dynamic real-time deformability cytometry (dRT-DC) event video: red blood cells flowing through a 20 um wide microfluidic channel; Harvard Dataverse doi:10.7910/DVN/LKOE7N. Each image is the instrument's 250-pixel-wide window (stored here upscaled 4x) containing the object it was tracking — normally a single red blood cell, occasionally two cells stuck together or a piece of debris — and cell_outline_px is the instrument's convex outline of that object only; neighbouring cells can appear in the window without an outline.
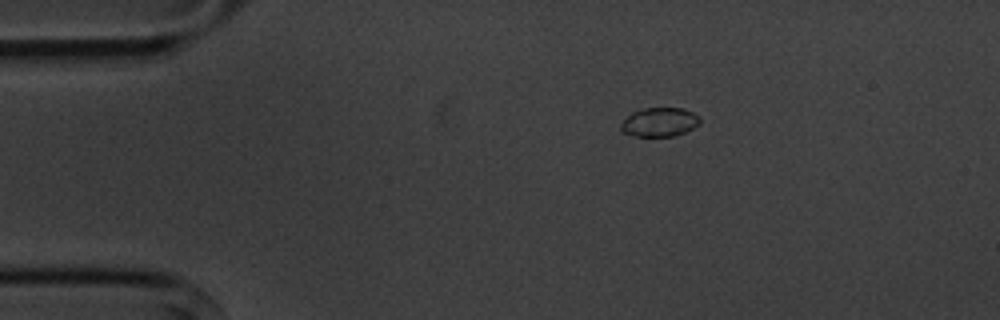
{"species": "common noctule bat (a hibernating species)", "species_latin": "Nyctalus noctula", "temperature_condition": "cold", "stored_images_in_passage": 7, "camera_frame_rate_fps": 3000, "um_per_image_px": 0.085, "animal": {"sex": "male", "body_mass_g": 20.1, "forearm_length_mm": 53.5}, "frame": {"image": 1, "passage_image": 1, "time_ms": 0.0, "image_size_px": [1000, 320], "cell_outline_px": [[700, 124], [676, 136], [632, 136], [624, 132], [620, 128], [620, 124], [632, 112], [644, 108], [684, 108], [700, 116]], "centroid_in_image_um": [56.07, 10.38], "position_along_channel_um": 28.9, "area_um2": 13.35}}
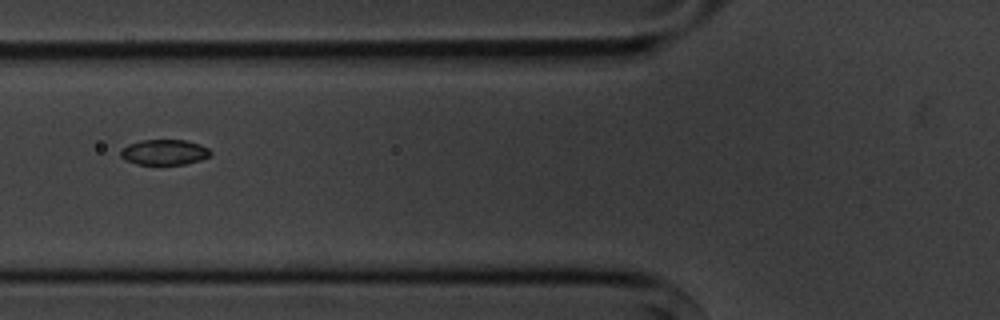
{"frame": {"image": 2, "passage_image": 4, "time_ms": 3.667, "image_size_px": [1000, 320], "cell_outline_px": [[212, 152], [208, 156], [200, 160], [184, 164], [136, 164], [124, 160], [120, 156], [120, 152], [128, 144], [140, 140], [184, 140], [200, 144], [208, 148]], "centroid_in_image_um": [13.95, 12.93], "position_along_channel_um": 111.9, "area_um2": 13.24}}
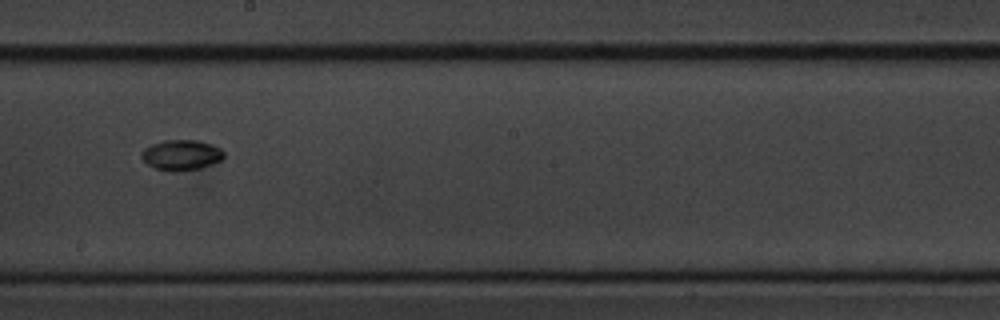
{"frame": {"image": 3, "passage_image": 7, "time_ms": 7.0, "image_size_px": [1000, 320], "cell_outline_px": [[224, 156], [220, 160], [212, 164], [200, 168], [156, 168], [148, 164], [140, 156], [144, 148], [152, 144], [164, 140], [196, 140], [212, 144], [220, 148], [224, 152]], "centroid_in_image_um": [15.44, 13.11], "position_along_channel_um": 232.8, "area_um2": 13.87}}